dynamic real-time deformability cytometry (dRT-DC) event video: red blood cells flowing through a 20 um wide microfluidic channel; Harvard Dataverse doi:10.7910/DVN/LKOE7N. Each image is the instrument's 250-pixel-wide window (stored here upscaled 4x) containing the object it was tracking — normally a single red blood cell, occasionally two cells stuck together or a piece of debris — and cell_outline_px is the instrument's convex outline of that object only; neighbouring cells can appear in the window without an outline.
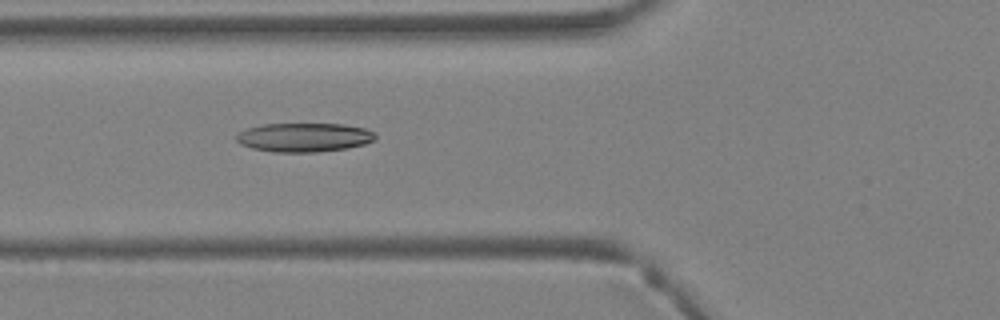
{"species": "Egyptian fruit bat (a non-hibernating species)", "species_latin": "Rousettus aegyptiacus", "temperature_condition": "warm", "stored_images_in_passage": 6, "camera_frame_rate_fps": 3000, "um_per_image_px": 0.085, "animal": {"sex": "female"}, "frame": {"image": 1, "passage_image": 5, "time_ms": 1.333, "image_size_px": [1000, 320], "cell_outline_px": [[376, 140], [364, 144], [348, 148], [316, 152], [272, 152], [252, 148], [240, 144], [236, 140], [236, 136], [244, 128], [264, 124], [344, 124], [364, 128], [376, 132]], "centroid_in_image_um": [25.86, 11.67], "position_along_channel_um": 99.9, "area_um2": 23.64}}